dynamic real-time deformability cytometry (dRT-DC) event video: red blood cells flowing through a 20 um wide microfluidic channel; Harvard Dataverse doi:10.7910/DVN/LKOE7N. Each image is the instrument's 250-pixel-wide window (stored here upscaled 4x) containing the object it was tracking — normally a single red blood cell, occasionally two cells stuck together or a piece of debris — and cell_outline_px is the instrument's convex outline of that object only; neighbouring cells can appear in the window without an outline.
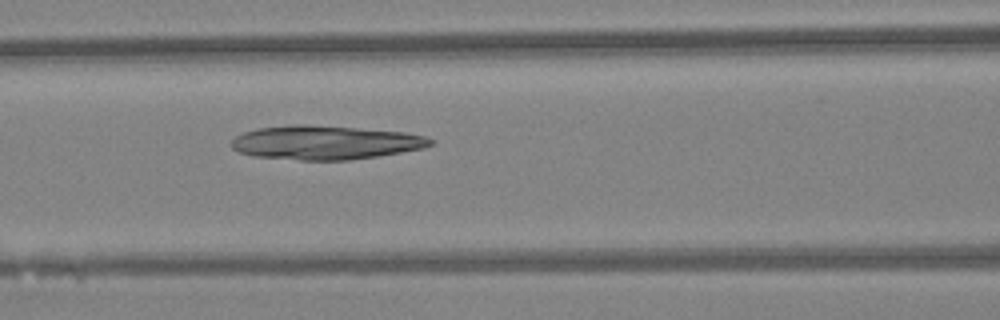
{"species": "Egyptian fruit bat (a non-hibernating species)", "species_latin": "Rousettus aegyptiacus", "temperature_condition": "warm", "stored_images_in_passage": 46, "camera_frame_rate_fps": 3000, "um_per_image_px": 0.085, "animal": {"sex": "female"}, "frame": {"image": 1, "passage_image": 20, "time_ms": 6.333, "image_size_px": [1000, 320], "cell_outline_px": [[432, 144], [424, 148], [376, 156], [348, 160], [300, 160], [252, 156], [240, 152], [232, 148], [228, 144], [236, 136], [244, 132], [260, 128], [292, 124], [308, 124], [404, 132], [424, 136], [432, 140]], "centroid_in_image_um": [27.59, 12.11], "position_along_channel_um": 139.0, "area_um2": 39.19}}
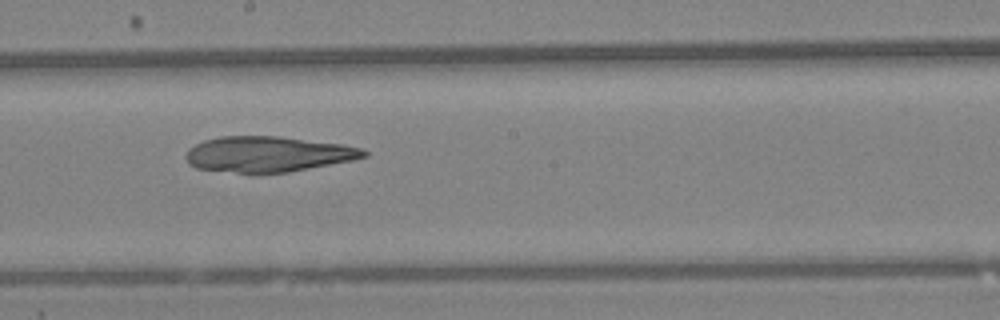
{"frame": {"image": 2, "passage_image": 26, "time_ms": 8.333, "image_size_px": [1000, 320], "cell_outline_px": [[368, 156], [352, 160], [288, 172], [252, 176], [196, 168], [188, 164], [184, 156], [188, 148], [204, 140], [220, 136], [280, 136], [340, 144], [360, 148], [368, 152]], "centroid_in_image_um": [22.69, 13.14], "position_along_channel_um": 225.5, "area_um2": 37.69}}
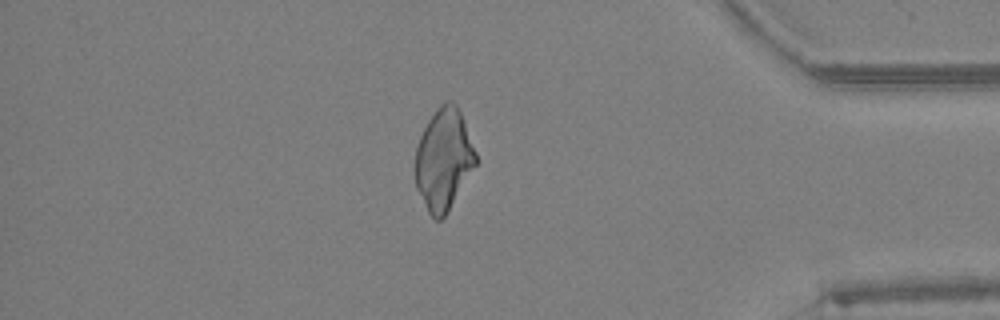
{"frame": {"image": 3, "passage_image": 40, "time_ms": 13.0, "image_size_px": [1000, 320], "cell_outline_px": [[476, 164], [448, 212], [440, 220], [436, 220], [428, 212], [416, 188], [416, 148], [420, 136], [428, 120], [440, 104], [444, 100], [452, 100], [456, 104], [460, 112], [476, 152]], "centroid_in_image_um": [37.71, 13.54], "position_along_channel_um": 397.5, "area_um2": 35.43}}